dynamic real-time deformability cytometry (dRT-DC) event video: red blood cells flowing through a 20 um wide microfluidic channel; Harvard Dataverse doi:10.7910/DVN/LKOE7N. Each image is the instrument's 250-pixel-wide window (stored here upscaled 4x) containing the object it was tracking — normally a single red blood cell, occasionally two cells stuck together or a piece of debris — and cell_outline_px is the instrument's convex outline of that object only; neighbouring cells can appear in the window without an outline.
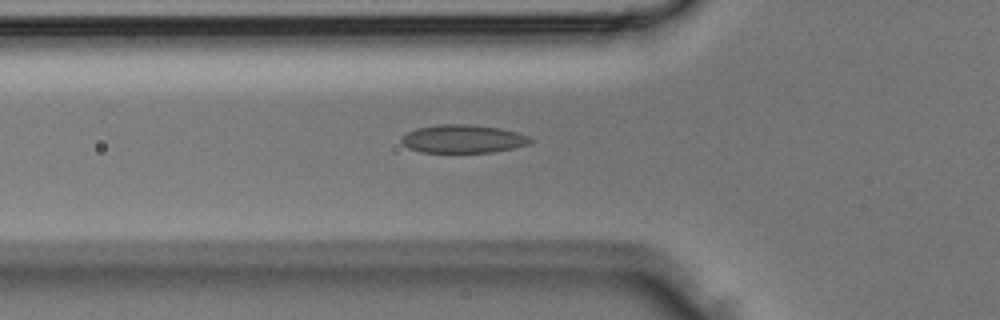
{"species": "Egyptian fruit bat (a non-hibernating species)", "species_latin": "Rousettus aegyptiacus", "temperature_condition": "room temperature", "stored_images_in_passage": 4, "camera_frame_rate_fps": 3000, "um_per_image_px": 0.085, "animal": {"sex": "male"}, "frame": {"image": 1, "passage_image": 4, "time_ms": 1.0, "image_size_px": [1000, 320], "cell_outline_px": [[536, 140], [528, 144], [512, 148], [492, 152], [420, 152], [408, 148], [400, 140], [400, 136], [416, 128], [436, 124], [468, 124], [500, 128], [520, 132]], "centroid_in_image_um": [39.36, 11.79], "position_along_channel_um": 86.4, "area_um2": 21.39}}